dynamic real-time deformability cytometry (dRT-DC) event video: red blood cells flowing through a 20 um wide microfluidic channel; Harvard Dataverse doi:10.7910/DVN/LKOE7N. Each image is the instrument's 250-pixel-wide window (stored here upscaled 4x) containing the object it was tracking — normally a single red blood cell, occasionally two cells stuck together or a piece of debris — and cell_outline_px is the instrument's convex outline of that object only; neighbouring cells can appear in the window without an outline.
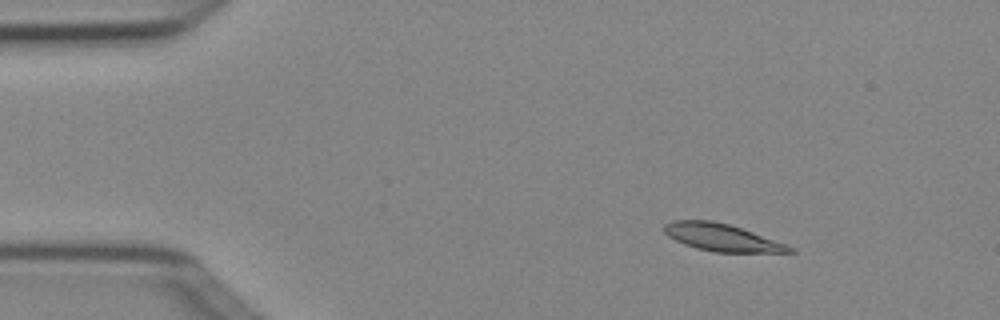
{"species": "Egyptian fruit bat (a non-hibernating species)", "species_latin": "Rousettus aegyptiacus", "temperature_condition": "cold", "stored_images_in_passage": 4, "camera_frame_rate_fps": 3000, "um_per_image_px": 0.085, "animal": {"sex": "female"}, "frame": {"image": 1, "passage_image": 2, "time_ms": 0.333, "image_size_px": [1000, 320], "cell_outline_px": [[796, 252], [716, 252], [696, 248], [684, 244], [668, 236], [664, 232], [664, 224], [672, 220], [712, 220], [728, 224], [752, 232], [796, 248]], "centroid_in_image_um": [61.33, 20.18], "position_along_channel_um": 23.7, "area_um2": 19.71}}